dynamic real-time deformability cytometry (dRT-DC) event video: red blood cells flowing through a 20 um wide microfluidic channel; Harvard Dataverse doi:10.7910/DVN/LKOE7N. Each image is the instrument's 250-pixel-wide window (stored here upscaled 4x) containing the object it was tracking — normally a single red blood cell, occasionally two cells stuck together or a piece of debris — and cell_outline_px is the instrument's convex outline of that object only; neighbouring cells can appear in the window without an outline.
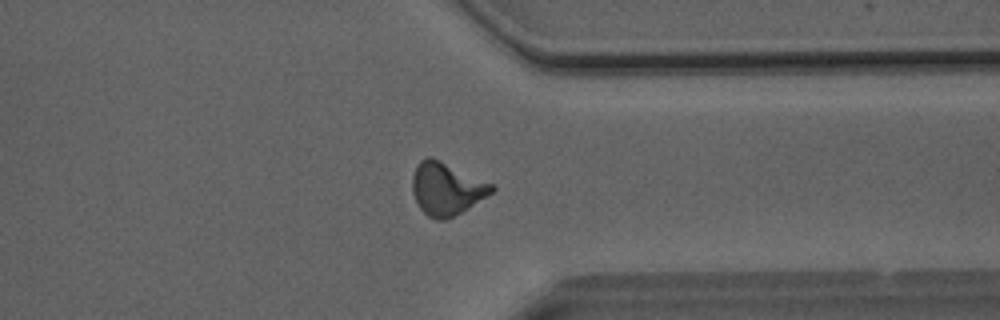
{"species": "Egyptian fruit bat (a non-hibernating species)", "species_latin": "Rousettus aegyptiacus", "temperature_condition": "room temperature", "stored_images_in_passage": 48, "camera_frame_rate_fps": 3000, "um_per_image_px": 0.085, "animal": {"sex": "male"}, "frame": {"image": 1, "passage_image": 37, "time_ms": 12.0, "image_size_px": [1000, 320], "cell_outline_px": [[496, 188], [492, 192], [468, 208], [444, 220], [436, 220], [428, 216], [420, 208], [412, 192], [412, 176], [416, 164], [420, 160], [428, 156], [432, 156], [492, 184]], "centroid_in_image_um": [37.91, 16.02], "position_along_channel_um": 373.5, "area_um2": 24.1}}
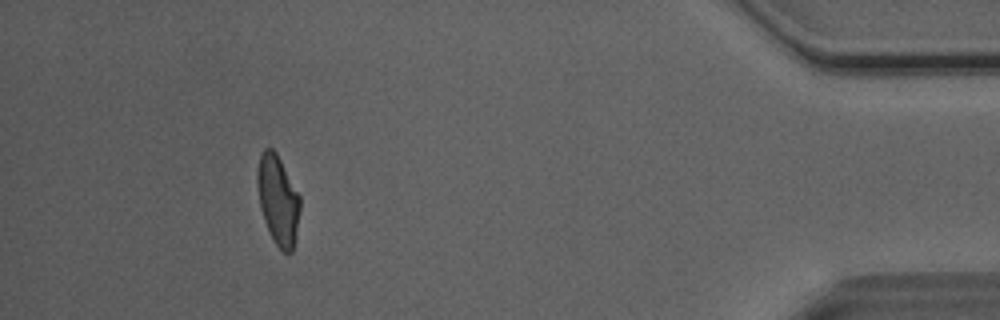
{"frame": {"image": 2, "passage_image": 44, "time_ms": 14.333, "image_size_px": [1000, 320], "cell_outline_px": [[300, 208], [292, 252], [284, 252], [276, 244], [264, 220], [260, 204], [256, 184], [256, 172], [260, 156], [264, 148], [272, 148], [276, 152], [300, 196]], "centroid_in_image_um": [23.61, 16.95], "position_along_channel_um": 411.6, "area_um2": 21.85}, "authors_computed_cell_mechanics": {"area_um2": 22.8888, "velocity_mm_per_s": 4.069, "shape_relaxation_time_tau1_ms": 6.465, "shape_relaxation_time_tau2_ms": 1.9819, "deformation_change_tau1": 0.2155, "deformation_change_tau2": 0.1093}}